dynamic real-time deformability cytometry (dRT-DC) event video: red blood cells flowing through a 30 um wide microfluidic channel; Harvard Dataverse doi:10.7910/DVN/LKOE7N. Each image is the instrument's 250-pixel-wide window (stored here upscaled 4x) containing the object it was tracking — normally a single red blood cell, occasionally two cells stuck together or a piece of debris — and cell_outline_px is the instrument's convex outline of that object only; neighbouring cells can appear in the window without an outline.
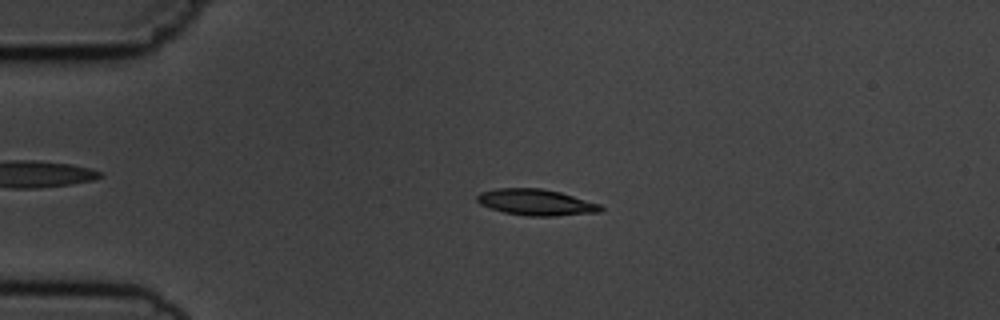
{"species": "common noctule bat (a hibernating species)", "species_latin": "Nyctalus noctula", "temperature_condition": "cold", "stored_images_in_passage": 5, "camera_frame_rate_fps": 3000, "um_per_image_px": 0.085, "animal": {"sex": "male", "body_mass_g": 19.5, "forearm_length_mm": 54.6}, "frame": {"image": 1, "passage_image": 3, "time_ms": 2.333, "image_size_px": [1000, 320], "cell_outline_px": [[604, 208], [600, 212], [556, 216], [528, 216], [504, 212], [488, 208], [480, 204], [476, 200], [476, 196], [480, 192], [496, 188], [540, 188], [560, 192], [600, 204]], "centroid_in_image_um": [45.54, 17.19], "position_along_channel_um": 39.5, "area_um2": 18.96}}
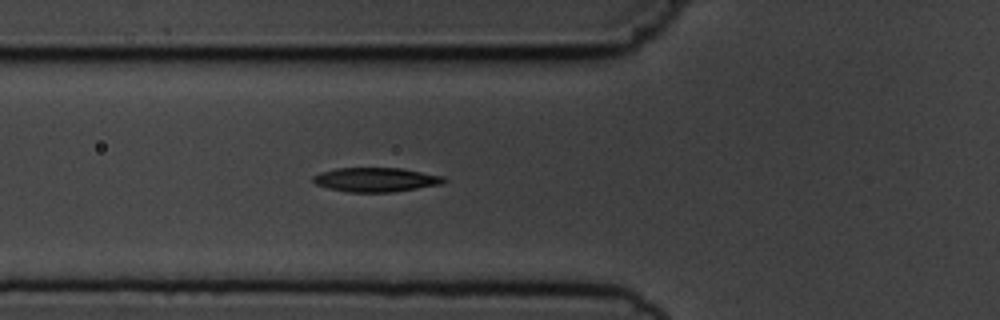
{"frame": {"image": 2, "passage_image": 5, "time_ms": 4.667, "image_size_px": [1000, 320], "cell_outline_px": [[448, 180], [444, 184], [392, 192], [348, 192], [328, 188], [316, 184], [312, 180], [312, 176], [320, 172], [336, 168], [400, 168], [444, 176]], "centroid_in_image_um": [31.96, 15.27], "position_along_channel_um": 93.8, "area_um2": 18.55}}